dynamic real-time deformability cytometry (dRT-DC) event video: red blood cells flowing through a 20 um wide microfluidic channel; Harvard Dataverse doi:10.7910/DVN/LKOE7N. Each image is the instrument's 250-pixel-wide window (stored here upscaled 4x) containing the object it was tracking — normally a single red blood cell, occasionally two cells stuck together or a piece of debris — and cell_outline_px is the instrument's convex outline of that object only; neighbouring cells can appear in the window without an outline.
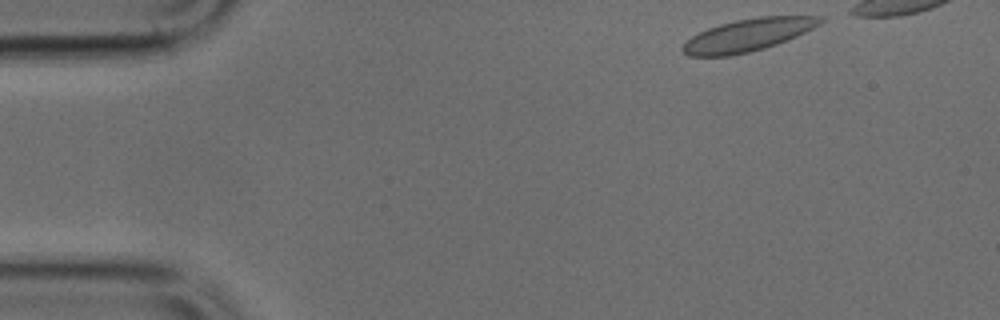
{"species": "common noctule bat (a hibernating species)", "species_latin": "Nyctalus noctula", "temperature_condition": "cold", "stored_images_in_passage": 6, "camera_frame_rate_fps": 3000, "um_per_image_px": 0.085, "animal": {"sex": "male", "body_mass_g": 17.9, "forearm_length_mm": 54.2}, "frame": {"image": 1, "passage_image": 1, "time_ms": 0.0, "image_size_px": [1000, 320], "cell_outline_px": [[824, 20], [820, 24], [796, 36], [776, 44], [764, 48], [748, 52], [728, 56], [688, 56], [680, 48], [692, 36], [708, 28], [720, 24], [736, 20], [760, 16], [824, 16]], "centroid_in_image_um": [63.57, 2.97], "position_along_channel_um": 21.4, "area_um2": 25.72}}